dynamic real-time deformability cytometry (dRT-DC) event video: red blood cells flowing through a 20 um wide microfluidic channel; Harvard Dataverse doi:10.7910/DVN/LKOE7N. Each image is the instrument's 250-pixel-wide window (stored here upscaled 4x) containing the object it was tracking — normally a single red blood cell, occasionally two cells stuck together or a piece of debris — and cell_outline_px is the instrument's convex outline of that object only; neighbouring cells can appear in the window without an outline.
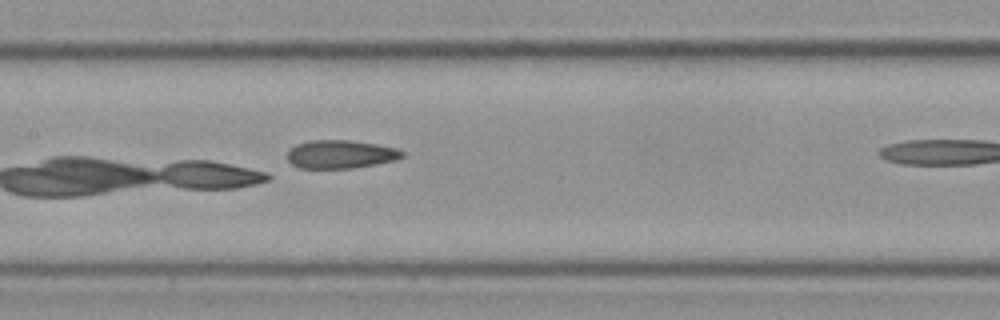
{"species": "Egyptian fruit bat (a non-hibernating species)", "species_latin": "Rousettus aegyptiacus", "temperature_condition": "cold", "stored_images_in_passage": 11, "camera_frame_rate_fps": 3000, "um_per_image_px": 0.085, "frame": {"image": 1, "passage_image": 10, "time_ms": 3.0, "image_size_px": [1000, 320], "cell_outline_px": [[404, 156], [396, 160], [376, 164], [352, 168], [300, 168], [292, 164], [288, 160], [288, 152], [296, 144], [312, 140], [348, 140], [376, 144], [396, 148], [404, 152]], "centroid_in_image_um": [28.96, 13.11], "position_along_channel_um": 178.4, "area_um2": 18.84}}